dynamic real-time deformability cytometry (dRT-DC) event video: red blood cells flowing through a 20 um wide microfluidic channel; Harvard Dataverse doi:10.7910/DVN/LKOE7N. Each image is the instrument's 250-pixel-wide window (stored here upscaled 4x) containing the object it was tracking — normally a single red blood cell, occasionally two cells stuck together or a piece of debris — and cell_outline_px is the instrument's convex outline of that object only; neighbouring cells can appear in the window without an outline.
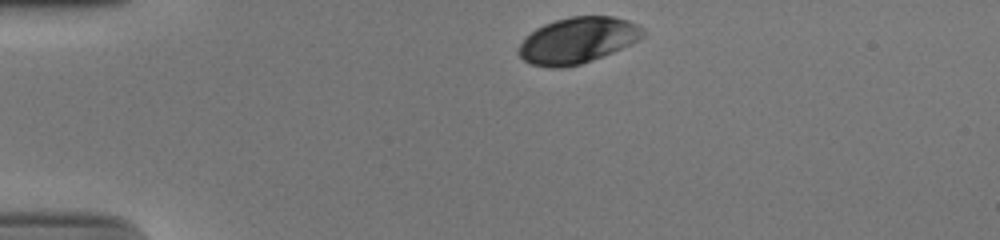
{"species": "human", "species_latin": "Homo sapiens", "temperature_condition": "cold", "stored_images_in_passage": 33, "camera_frame_rate_fps": 3000, "um_per_image_px": 0.085, "donor": {"sex": "male"}, "frame": {"image": 1, "passage_image": 1, "time_ms": 0.0, "image_size_px": [1000, 240], "cell_outline_px": [[648, 32], [644, 36], [612, 52], [592, 60], [580, 64], [564, 68], [552, 68], [532, 64], [524, 60], [516, 52], [520, 44], [536, 28], [544, 24], [556, 20], [572, 16], [612, 16], [628, 20], [644, 28]], "centroid_in_image_um": [49.1, 3.42], "position_along_channel_um": 35.9, "area_um2": 33.12}}
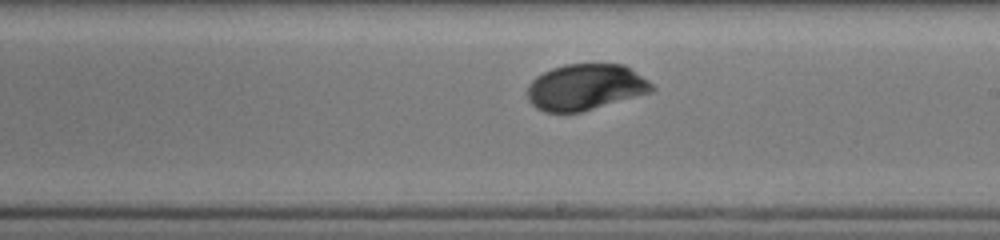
{"frame": {"image": 2, "passage_image": 21, "time_ms": 6.667, "image_size_px": [1000, 240], "cell_outline_px": [[656, 88], [652, 92], [580, 112], [544, 112], [536, 108], [528, 100], [528, 84], [536, 76], [552, 68], [564, 64], [624, 64], [648, 80]], "centroid_in_image_um": [49.76, 7.4], "position_along_channel_um": 239.2, "area_um2": 33.41}}
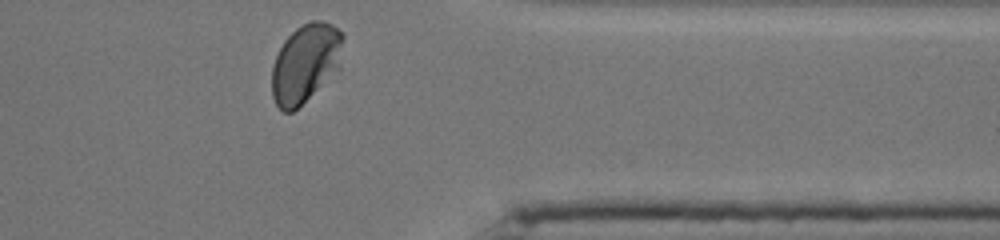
{"frame": {"image": 3, "passage_image": 33, "time_ms": 10.667, "image_size_px": [1000, 240], "cell_outline_px": [[344, 36], [340, 68], [292, 112], [284, 112], [276, 104], [272, 96], [272, 64], [284, 40], [296, 28], [312, 20], [320, 20], [332, 24], [344, 32]], "centroid_in_image_um": [25.98, 5.34], "position_along_channel_um": 385.4, "area_um2": 32.6}, "authors_computed_cell_mechanics": {"area_um2": 33.7552, "velocity_mm_per_s": 3.8554, "shape_relaxation_time_tau1_ms": 2.3924, "shape_relaxation_time_tau2_ms": null, "deformation_change_tau1": 0.1011, "deformation_change_tau2": null}}